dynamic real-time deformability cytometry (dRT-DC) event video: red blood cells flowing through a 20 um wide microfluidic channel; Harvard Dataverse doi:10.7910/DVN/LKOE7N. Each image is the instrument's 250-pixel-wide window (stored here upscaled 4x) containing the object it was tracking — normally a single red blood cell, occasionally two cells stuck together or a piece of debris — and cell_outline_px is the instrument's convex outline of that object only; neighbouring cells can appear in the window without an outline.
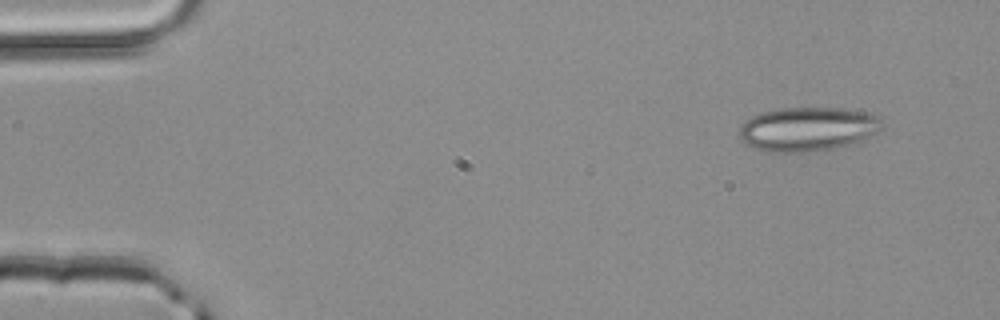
{"species": "common noctule bat (a hibernating species)", "species_latin": "Nyctalus noctula", "temperature_condition": "room temperature", "stored_images_in_passage": 3, "segment_of_instrument_passage": [1, 2], "camera_frame_rate_fps": 3000, "um_per_image_px": 0.085, "animal": {"sex": "male", "body_mass_g": 20.4}, "frame": {"image": 1, "passage_image": 1, "time_ms": 0.0, "image_size_px": [1000, 320], "cell_outline_px": [[884, 128], [864, 140], [832, 148], [812, 152], [772, 152], [756, 148], [740, 140], [740, 124], [752, 116], [760, 112], [780, 108], [840, 108], [868, 112], [880, 116], [884, 124]], "centroid_in_image_um": [68.7, 10.96], "position_along_channel_um": 16.3, "area_um2": 36.93}}